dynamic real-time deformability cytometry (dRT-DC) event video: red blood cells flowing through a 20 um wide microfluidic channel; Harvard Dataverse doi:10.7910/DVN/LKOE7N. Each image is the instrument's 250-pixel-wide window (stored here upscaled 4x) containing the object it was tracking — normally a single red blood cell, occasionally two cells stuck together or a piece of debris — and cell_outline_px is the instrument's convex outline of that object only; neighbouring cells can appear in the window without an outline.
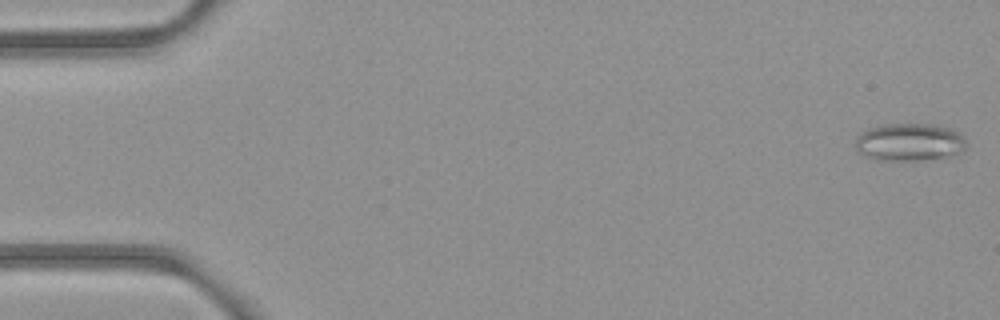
{"species": "common noctule bat (a hibernating species)", "species_latin": "Nyctalus noctula", "temperature_condition": "room temperature", "stored_images_in_passage": 49, "camera_frame_rate_fps": 3000, "um_per_image_px": 0.085, "animal": {"sex": "female", "body_mass_g": 21.9}, "frame": {"image": 1, "passage_image": 1, "time_ms": 0.0, "image_size_px": [1000, 320], "cell_outline_px": [[968, 144], [964, 152], [944, 156], [916, 160], [876, 160], [864, 156], [856, 148], [856, 136], [860, 132], [868, 128], [880, 124], [932, 124], [952, 128], [960, 132], [964, 136]], "centroid_in_image_um": [77.32, 12.06], "position_along_channel_um": 7.7, "area_um2": 24.68}}
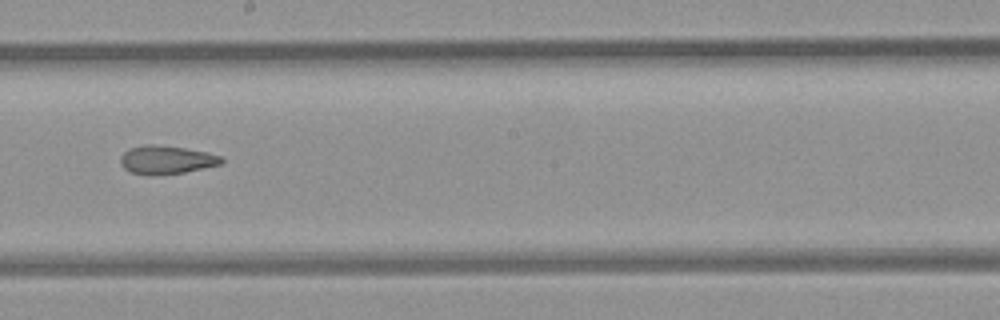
{"frame": {"image": 2, "passage_image": 30, "time_ms": 9.667, "image_size_px": [1000, 320], "cell_outline_px": [[224, 160], [220, 164], [184, 172], [152, 176], [128, 172], [120, 164], [120, 156], [128, 148], [144, 144], [156, 144], [184, 148], [208, 152], [220, 156]], "centroid_in_image_um": [14.08, 13.58], "position_along_channel_um": 234.1, "area_um2": 16.88}}
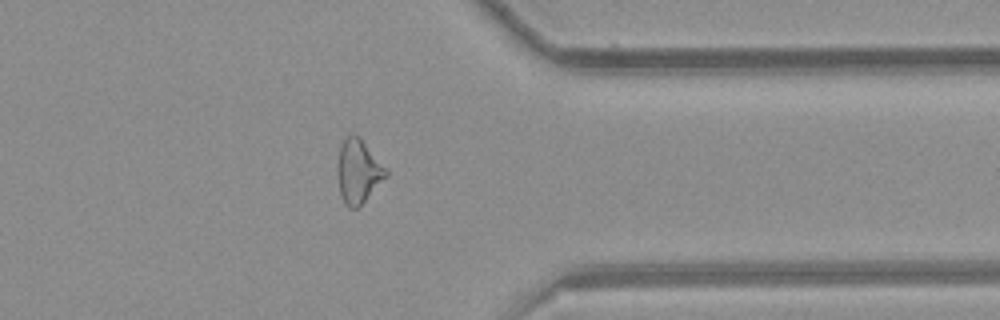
{"frame": {"image": 3, "passage_image": 42, "time_ms": 13.667, "image_size_px": [1000, 320], "cell_outline_px": [[388, 176], [356, 208], [348, 208], [344, 204], [340, 196], [336, 172], [340, 144], [352, 132], [360, 136], [388, 172]], "centroid_in_image_um": [30.41, 14.55], "position_along_channel_um": 381.0, "area_um2": 18.03}}